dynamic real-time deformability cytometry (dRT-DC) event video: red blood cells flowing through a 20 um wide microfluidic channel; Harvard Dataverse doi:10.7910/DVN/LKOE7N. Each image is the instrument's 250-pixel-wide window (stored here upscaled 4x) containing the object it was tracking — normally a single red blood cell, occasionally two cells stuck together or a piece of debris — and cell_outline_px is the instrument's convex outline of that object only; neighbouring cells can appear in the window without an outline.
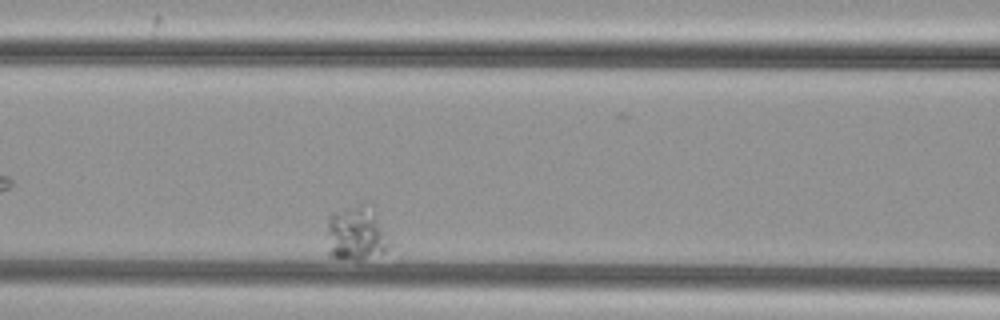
{"species": "common noctule bat (a hibernating species)", "species_latin": "Nyctalus noctula", "temperature_condition": "cold", "stored_images_in_passage": 37, "camera_frame_rate_fps": 3000, "um_per_image_px": 0.085, "animal": {"sex": "female", "body_mass_g": 29.2, "forearm_length_mm": 56.3}, "frame": {"image": 1, "passage_image": 11, "time_ms": 3.333, "image_size_px": [1000, 320], "cell_outline_px": [[396, 244], [384, 252], [360, 260], [356, 260], [328, 256], [328, 216], [332, 212], [360, 204]], "centroid_in_image_um": [30.24, 19.95], "position_along_channel_um": 136.4, "area_um2": 19.07}}
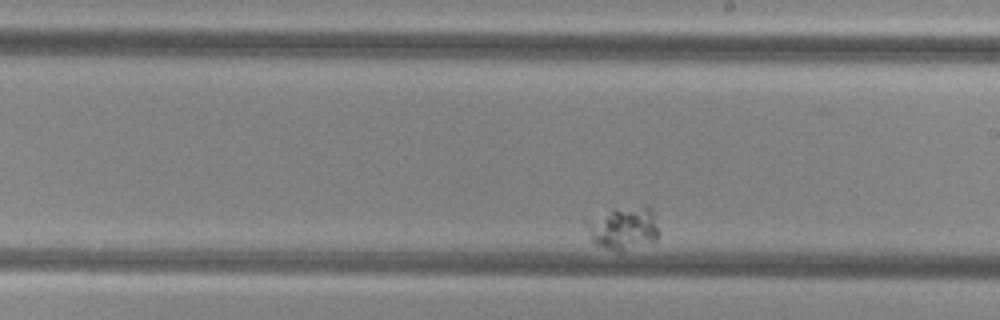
{"frame": {"image": 2, "passage_image": 22, "time_ms": 7.0, "image_size_px": [1000, 320], "cell_outline_px": [[656, 240], [652, 244], [620, 252], [596, 244], [592, 240], [584, 224], [584, 220], [612, 212], [648, 204], [652, 208], [656, 228]], "centroid_in_image_um": [53.01, 19.44], "position_along_channel_um": 236.0, "area_um2": 17.69}}
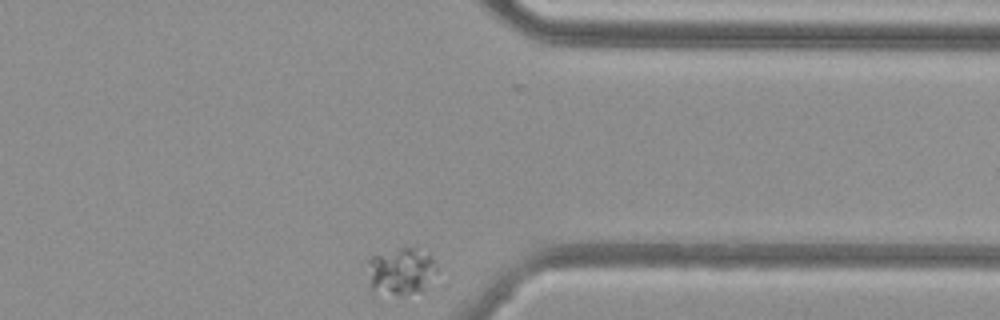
{"frame": {"image": 3, "passage_image": 37, "time_ms": 12.0, "image_size_px": [1000, 320], "cell_outline_px": [[436, 272], [420, 292], [404, 296], [372, 288], [368, 260], [372, 256], [400, 248], [412, 248], [428, 256], [436, 264]], "centroid_in_image_um": [34.1, 23.06], "position_along_channel_um": 377.3, "area_um2": 17.92}}